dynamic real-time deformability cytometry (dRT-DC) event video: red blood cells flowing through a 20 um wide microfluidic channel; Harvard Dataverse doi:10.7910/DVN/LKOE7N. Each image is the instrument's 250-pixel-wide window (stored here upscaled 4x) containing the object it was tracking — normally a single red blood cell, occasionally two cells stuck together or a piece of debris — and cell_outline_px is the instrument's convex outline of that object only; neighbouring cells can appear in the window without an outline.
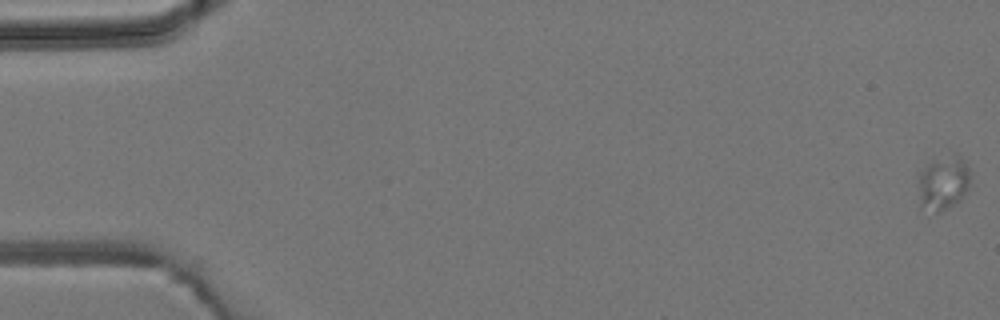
{"species": "common noctule bat (a hibernating species)", "species_latin": "Nyctalus noctula", "temperature_condition": "room temperature", "stored_images_in_passage": 4, "camera_frame_rate_fps": 3000, "um_per_image_px": 0.085, "animal": {"sex": "male", "body_mass_g": 19.2, "forearm_length_mm": 51.8}, "frame": {"image": 1, "passage_image": 1, "time_ms": 0.0, "image_size_px": [1000, 320], "cell_outline_px": [[968, 188], [964, 196], [960, 200], [940, 212], [936, 212], [920, 208], [920, 172], [928, 164], [956, 160], [960, 160], [968, 168]], "centroid_in_image_um": [80.15, 15.72], "position_along_channel_um": 4.9, "area_um2": 14.85}}